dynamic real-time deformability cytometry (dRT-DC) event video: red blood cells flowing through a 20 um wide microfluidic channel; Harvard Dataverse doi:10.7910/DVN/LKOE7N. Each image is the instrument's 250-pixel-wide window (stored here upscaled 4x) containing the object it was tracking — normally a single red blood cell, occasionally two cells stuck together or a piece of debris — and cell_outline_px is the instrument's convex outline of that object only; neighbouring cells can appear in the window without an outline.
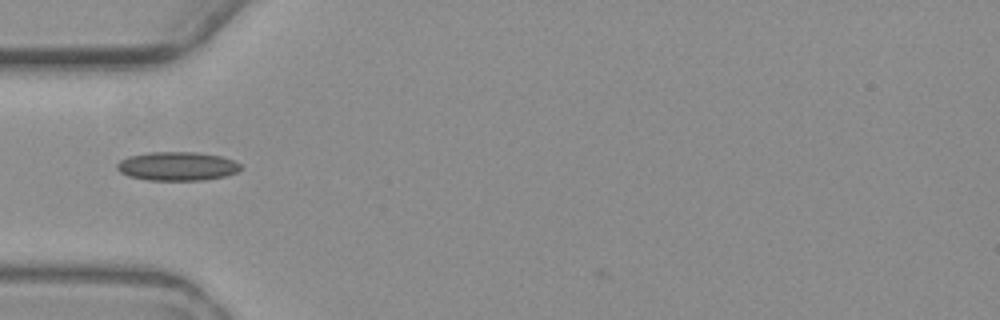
{"species": "common noctule bat (a hibernating species)", "species_latin": "Nyctalus noctula", "temperature_condition": "warm", "stored_images_in_passage": 6, "camera_frame_rate_fps": 3000, "um_per_image_px": 0.085, "animal": {"sex": "female", "body_mass_g": 19.3, "forearm_length_mm": 54.1}, "frame": {"image": 1, "passage_image": 5, "time_ms": 5.667, "image_size_px": [1000, 320], "cell_outline_px": [[240, 168], [236, 172], [224, 176], [204, 180], [148, 180], [128, 176], [120, 172], [116, 168], [116, 164], [120, 160], [128, 156], [148, 152], [196, 152], [220, 156], [232, 160], [240, 164]], "centroid_in_image_um": [15.01, 14.12], "position_along_channel_um": 70.0, "area_um2": 20.69}}